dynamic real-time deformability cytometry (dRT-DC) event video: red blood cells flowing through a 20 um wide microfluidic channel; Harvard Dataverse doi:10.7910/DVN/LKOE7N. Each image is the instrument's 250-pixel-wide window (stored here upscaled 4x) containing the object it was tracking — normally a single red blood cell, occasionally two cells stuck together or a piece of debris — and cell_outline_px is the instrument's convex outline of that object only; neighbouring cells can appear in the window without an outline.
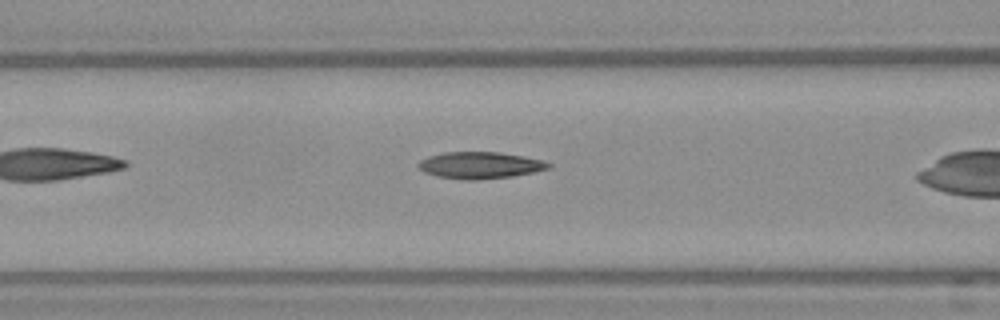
{"species": "Egyptian fruit bat (a non-hibernating species)", "species_latin": "Rousettus aegyptiacus", "temperature_condition": "warm", "stored_images_in_passage": 26, "camera_frame_rate_fps": 3000, "um_per_image_px": 0.085, "frame": {"image": 1, "passage_image": 5, "time_ms": 1.333, "image_size_px": [1000, 320], "cell_outline_px": [[552, 168], [536, 172], [512, 176], [476, 180], [468, 180], [436, 176], [424, 172], [416, 164], [420, 160], [428, 156], [444, 152], [500, 152], [524, 156], [544, 160], [552, 164]], "centroid_in_image_um": [40.84, 14.04], "position_along_channel_um": 125.8, "area_um2": 20.46}}
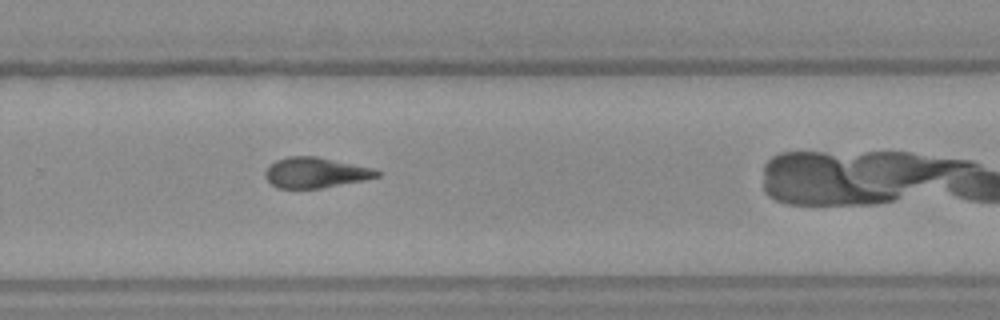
{"frame": {"image": 2, "passage_image": 19, "time_ms": 6.0, "image_size_px": [1000, 320], "cell_outline_px": [[380, 176], [364, 180], [320, 188], [276, 188], [264, 176], [264, 172], [276, 160], [288, 156], [316, 156], [368, 168], [380, 172]], "centroid_in_image_um": [26.76, 14.68], "position_along_channel_um": 303.0, "area_um2": 19.36}}